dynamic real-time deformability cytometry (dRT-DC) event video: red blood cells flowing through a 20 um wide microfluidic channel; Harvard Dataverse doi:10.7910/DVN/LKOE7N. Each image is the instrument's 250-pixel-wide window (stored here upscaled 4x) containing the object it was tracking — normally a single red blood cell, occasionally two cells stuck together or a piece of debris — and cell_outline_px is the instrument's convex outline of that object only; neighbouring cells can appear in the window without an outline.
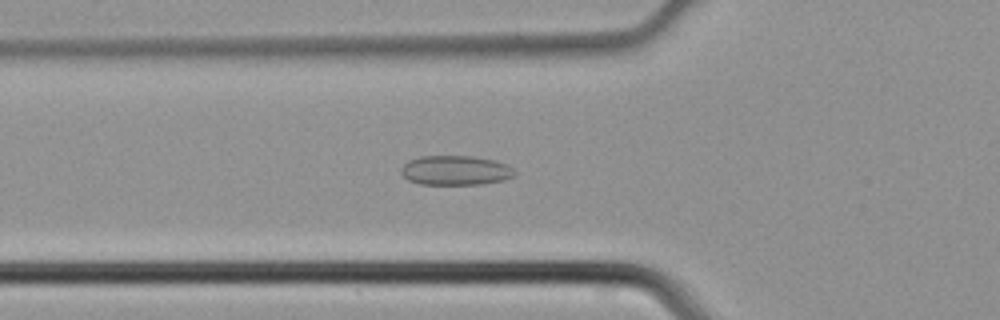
{"species": "common noctule bat (a hibernating species)", "species_latin": "Nyctalus noctula", "temperature_condition": "cold", "stored_images_in_passage": 36, "camera_frame_rate_fps": 3000, "um_per_image_px": 0.085, "animal": {"sex": "male", "body_mass_g": 21.5, "forearm_length_mm": 52.0}, "frame": {"image": 1, "passage_image": 10, "time_ms": 3.0, "image_size_px": [1000, 320], "cell_outline_px": [[516, 176], [504, 180], [484, 184], [420, 184], [408, 180], [400, 172], [400, 168], [408, 160], [420, 156], [472, 156], [492, 160], [508, 164], [516, 172]], "centroid_in_image_um": [38.72, 14.48], "position_along_channel_um": 87.1, "area_um2": 19.71}}
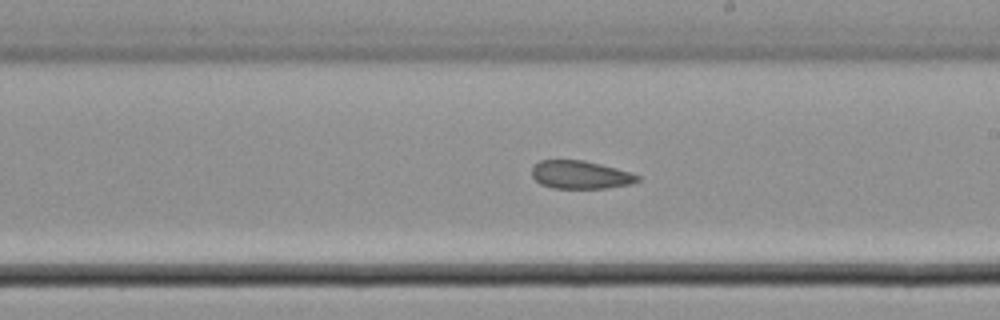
{"frame": {"image": 2, "passage_image": 20, "time_ms": 6.333, "image_size_px": [1000, 320], "cell_outline_px": [[640, 180], [632, 184], [608, 188], [552, 188], [540, 184], [532, 176], [532, 168], [540, 160], [580, 160], [600, 164], [632, 172], [640, 176]], "centroid_in_image_um": [49.36, 14.86], "position_along_channel_um": 239.6, "area_um2": 17.34}}
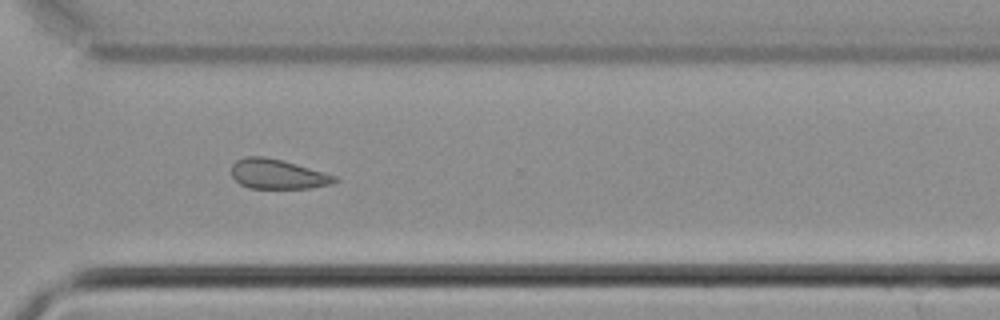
{"frame": {"image": 3, "passage_image": 27, "time_ms": 8.667, "image_size_px": [1000, 320], "cell_outline_px": [[340, 180], [332, 184], [312, 188], [248, 188], [240, 184], [232, 176], [232, 164], [236, 160], [244, 156], [264, 156], [296, 164], [324, 172], [336, 176]], "centroid_in_image_um": [23.6, 14.8], "position_along_channel_um": 347.0, "area_um2": 17.92}}